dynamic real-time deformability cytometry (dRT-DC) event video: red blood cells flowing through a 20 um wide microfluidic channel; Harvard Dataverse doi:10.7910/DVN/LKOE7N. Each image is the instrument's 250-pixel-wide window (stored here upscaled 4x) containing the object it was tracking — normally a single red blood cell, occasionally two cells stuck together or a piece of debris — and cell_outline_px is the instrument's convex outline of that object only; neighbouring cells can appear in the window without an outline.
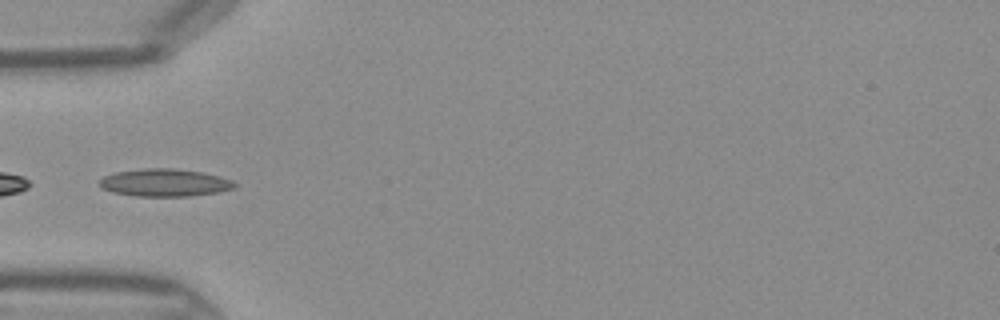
{"species": "Egyptian fruit bat (a non-hibernating species)", "species_latin": "Rousettus aegyptiacus", "temperature_condition": "warm", "stored_images_in_passage": 34, "camera_frame_rate_fps": 3000, "um_per_image_px": 0.085, "frame": {"image": 1, "passage_image": 5, "time_ms": 1.333, "image_size_px": [1000, 320], "cell_outline_px": [[236, 188], [216, 192], [192, 196], [136, 196], [112, 192], [100, 188], [100, 180], [104, 176], [116, 172], [144, 168], [172, 168], [204, 172], [220, 176], [232, 180], [236, 184]], "centroid_in_image_um": [14.01, 15.52], "position_along_channel_um": 71.0, "area_um2": 21.79}}
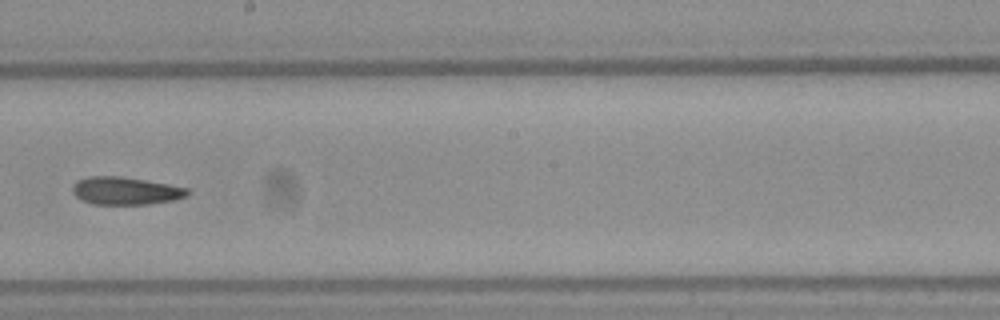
{"frame": {"image": 2, "passage_image": 16, "time_ms": 5.0, "image_size_px": [1000, 320], "cell_outline_px": [[192, 192], [188, 196], [176, 200], [148, 204], [92, 204], [80, 200], [72, 192], [72, 184], [76, 180], [88, 176], [120, 176], [168, 184], [188, 188]], "centroid_in_image_um": [10.67, 16.22], "position_along_channel_um": 237.5, "area_um2": 18.84}}
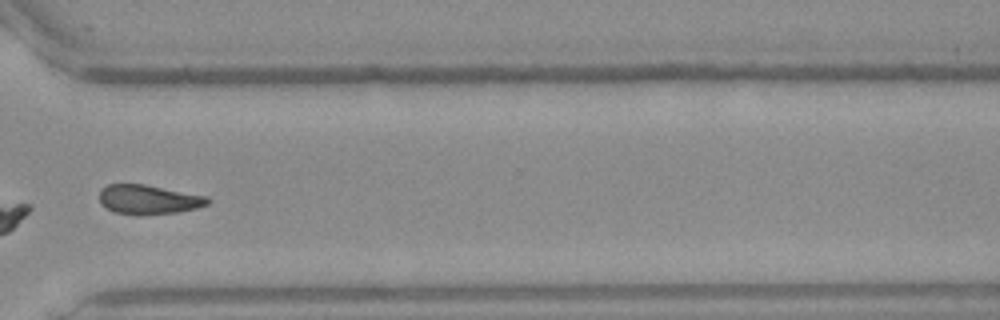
{"frame": {"image": 3, "passage_image": 24, "time_ms": 7.667, "image_size_px": [1000, 320], "cell_outline_px": [[212, 200], [208, 204], [196, 208], [180, 212], [140, 216], [136, 216], [116, 212], [100, 204], [100, 188], [108, 184], [144, 184], [208, 196]], "centroid_in_image_um": [12.64, 16.97], "position_along_channel_um": 358.0, "area_um2": 18.84}}